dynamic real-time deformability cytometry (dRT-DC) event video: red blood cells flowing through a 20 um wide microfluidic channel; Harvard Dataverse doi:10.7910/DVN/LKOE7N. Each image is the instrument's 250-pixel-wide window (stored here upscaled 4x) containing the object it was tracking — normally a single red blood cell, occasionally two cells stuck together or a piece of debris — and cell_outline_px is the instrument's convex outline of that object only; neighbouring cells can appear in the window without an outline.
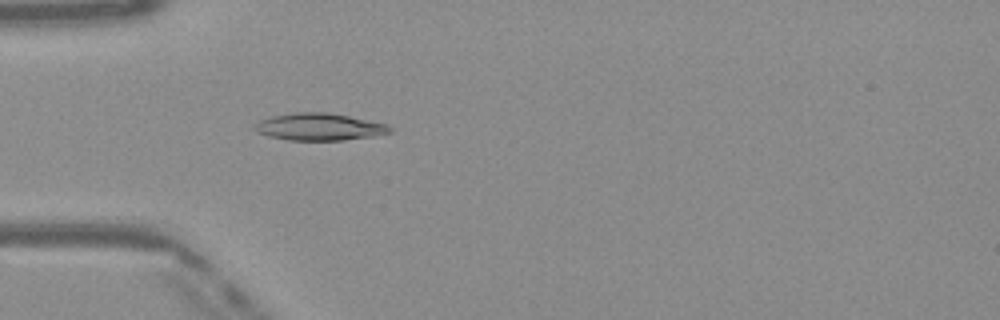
{"species": "Egyptian fruit bat (a non-hibernating species)", "species_latin": "Rousettus aegyptiacus", "temperature_condition": "warm", "stored_images_in_passage": 49, "camera_frame_rate_fps": 3000, "um_per_image_px": 0.085, "frame": {"image": 1, "passage_image": 15, "time_ms": 4.667, "image_size_px": [1000, 320], "cell_outline_px": [[396, 128], [392, 132], [372, 136], [344, 140], [288, 140], [268, 136], [256, 132], [252, 128], [252, 124], [260, 120], [272, 116], [296, 112], [328, 112], [388, 124]], "centroid_in_image_um": [27.13, 10.78], "position_along_channel_um": 57.9, "area_um2": 21.62}}
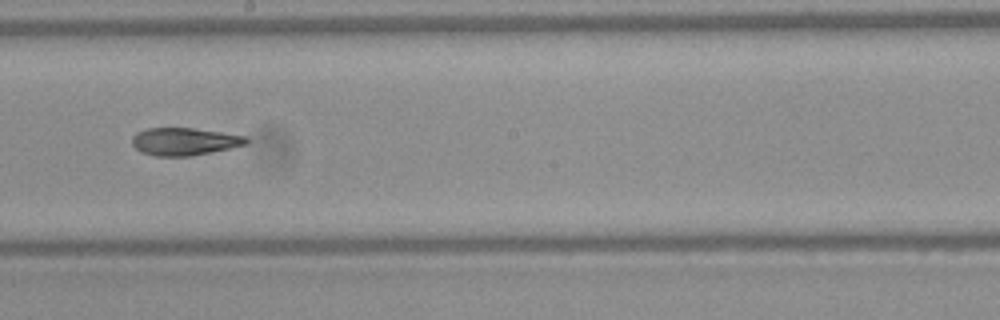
{"frame": {"image": 2, "passage_image": 28, "time_ms": 9.0, "image_size_px": [1000, 320], "cell_outline_px": [[248, 144], [192, 156], [156, 156], [144, 152], [136, 148], [132, 144], [132, 136], [136, 132], [148, 128], [192, 128], [248, 136]], "centroid_in_image_um": [15.69, 12.02], "position_along_channel_um": 232.5, "area_um2": 18.26}}
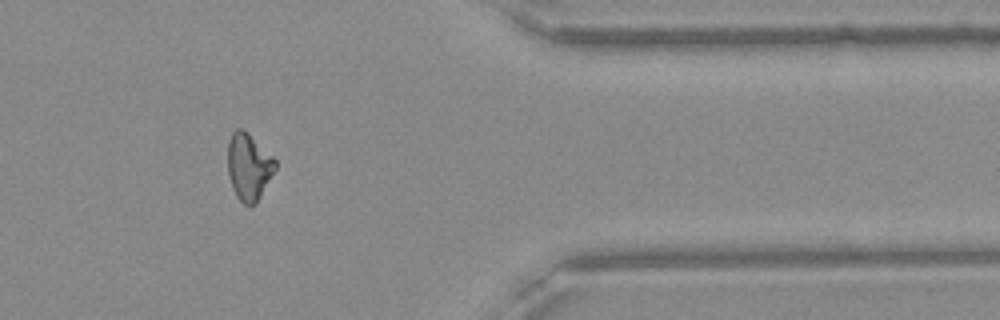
{"frame": {"image": 3, "passage_image": 41, "time_ms": 13.333, "image_size_px": [1000, 320], "cell_outline_px": [[276, 168], [256, 204], [244, 204], [236, 196], [232, 188], [228, 172], [228, 140], [232, 132], [236, 128], [244, 128], [276, 160]], "centroid_in_image_um": [21.13, 14.14], "position_along_channel_um": 390.3, "area_um2": 18.5}, "authors_computed_cell_mechanics": {"area_um2": 19.1318, "velocity_mm_per_s": 4.1114, "shape_relaxation_time_tau1_ms": null, "shape_relaxation_time_tau2_ms": 3.7611, "deformation_change_tau1": null, "deformation_change_tau2": 0.1194}}